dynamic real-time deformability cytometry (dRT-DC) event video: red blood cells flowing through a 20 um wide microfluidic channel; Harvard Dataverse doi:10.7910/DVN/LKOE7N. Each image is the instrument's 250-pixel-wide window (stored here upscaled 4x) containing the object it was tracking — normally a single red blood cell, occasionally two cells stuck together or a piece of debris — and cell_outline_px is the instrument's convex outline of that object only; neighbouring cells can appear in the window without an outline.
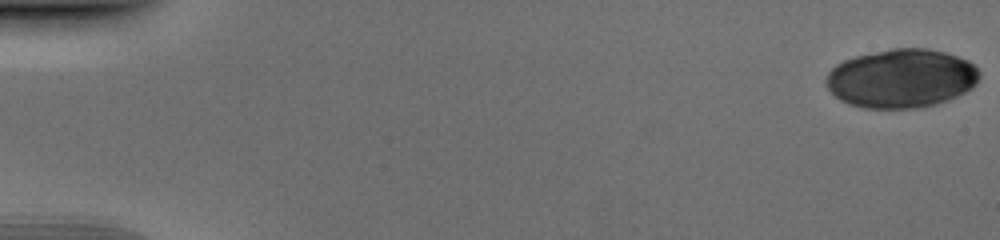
{"species": "human", "species_latin": "Homo sapiens", "temperature_condition": "cold", "stored_images_in_passage": 52, "camera_frame_rate_fps": 3000, "um_per_image_px": 0.085, "donor": {"sex": "male"}, "frame": {"image": 1, "passage_image": 1, "time_ms": 0.0, "image_size_px": [1000, 240], "cell_outline_px": [[980, 76], [976, 84], [972, 88], [948, 100], [936, 104], [920, 108], [864, 108], [848, 104], [840, 100], [824, 84], [824, 80], [828, 72], [836, 64], [844, 60], [856, 56], [892, 48], [928, 48], [944, 52], [968, 60], [980, 72]], "centroid_in_image_um": [76.6, 6.67], "position_along_channel_um": 8.4, "area_um2": 52.71}}
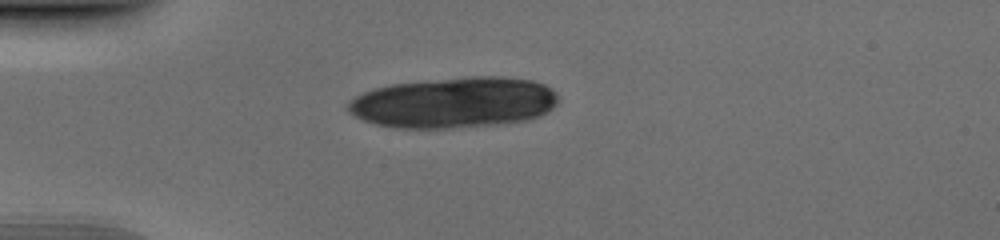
{"frame": {"image": 2, "passage_image": 15, "time_ms": 4.667, "image_size_px": [1000, 240], "cell_outline_px": [[560, 100], [548, 112], [540, 116], [528, 120], [500, 124], [448, 128], [396, 128], [376, 124], [364, 120], [348, 112], [348, 100], [372, 88], [392, 84], [472, 76], [500, 76], [532, 80], [544, 84], [552, 88], [556, 92]], "centroid_in_image_um": [38.62, 8.72], "position_along_channel_um": 46.4, "area_um2": 62.48}}
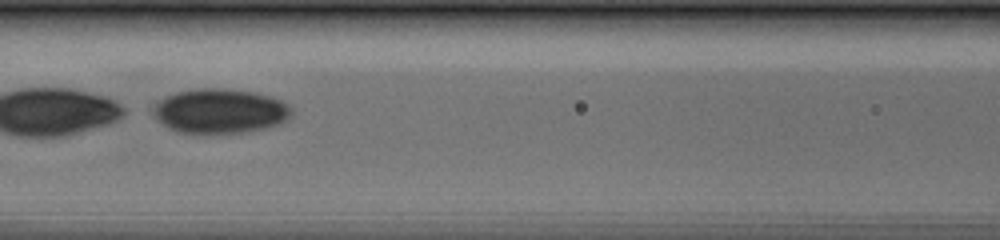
{"frame": {"image": 3, "passage_image": 25, "time_ms": 8.0, "image_size_px": [1000, 240], "cell_outline_px": [[292, 116], [288, 120], [268, 128], [248, 132], [176, 132], [168, 128], [156, 120], [156, 104], [164, 96], [176, 92], [196, 88], [224, 88], [256, 92], [280, 100], [288, 104], [292, 108]], "centroid_in_image_um": [18.75, 9.43], "position_along_channel_um": 147.9, "area_um2": 35.89}}